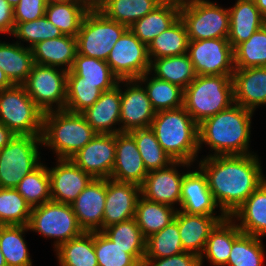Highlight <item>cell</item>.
I'll use <instances>...</instances> for the list:
<instances>
[{
    "label": "cell",
    "mask_w": 266,
    "mask_h": 266,
    "mask_svg": "<svg viewBox=\"0 0 266 266\" xmlns=\"http://www.w3.org/2000/svg\"><path fill=\"white\" fill-rule=\"evenodd\" d=\"M208 187L221 213L231 217L244 201L266 181L257 155L212 154L200 160Z\"/></svg>",
    "instance_id": "obj_1"
},
{
    "label": "cell",
    "mask_w": 266,
    "mask_h": 266,
    "mask_svg": "<svg viewBox=\"0 0 266 266\" xmlns=\"http://www.w3.org/2000/svg\"><path fill=\"white\" fill-rule=\"evenodd\" d=\"M253 111L232 104L198 124L199 149L206 143L217 155H248Z\"/></svg>",
    "instance_id": "obj_2"
},
{
    "label": "cell",
    "mask_w": 266,
    "mask_h": 266,
    "mask_svg": "<svg viewBox=\"0 0 266 266\" xmlns=\"http://www.w3.org/2000/svg\"><path fill=\"white\" fill-rule=\"evenodd\" d=\"M150 128L173 161L192 163L199 151L198 124L184 107L156 112Z\"/></svg>",
    "instance_id": "obj_3"
},
{
    "label": "cell",
    "mask_w": 266,
    "mask_h": 266,
    "mask_svg": "<svg viewBox=\"0 0 266 266\" xmlns=\"http://www.w3.org/2000/svg\"><path fill=\"white\" fill-rule=\"evenodd\" d=\"M96 134L82 113L53 110L43 115L42 145L51 147L58 159H70Z\"/></svg>",
    "instance_id": "obj_4"
},
{
    "label": "cell",
    "mask_w": 266,
    "mask_h": 266,
    "mask_svg": "<svg viewBox=\"0 0 266 266\" xmlns=\"http://www.w3.org/2000/svg\"><path fill=\"white\" fill-rule=\"evenodd\" d=\"M234 104L232 77L197 75L184 89L183 107L200 124Z\"/></svg>",
    "instance_id": "obj_5"
},
{
    "label": "cell",
    "mask_w": 266,
    "mask_h": 266,
    "mask_svg": "<svg viewBox=\"0 0 266 266\" xmlns=\"http://www.w3.org/2000/svg\"><path fill=\"white\" fill-rule=\"evenodd\" d=\"M43 115L23 85L0 90V121L15 135H42Z\"/></svg>",
    "instance_id": "obj_6"
},
{
    "label": "cell",
    "mask_w": 266,
    "mask_h": 266,
    "mask_svg": "<svg viewBox=\"0 0 266 266\" xmlns=\"http://www.w3.org/2000/svg\"><path fill=\"white\" fill-rule=\"evenodd\" d=\"M42 135H15L0 150V188H15L41 162L38 145Z\"/></svg>",
    "instance_id": "obj_7"
},
{
    "label": "cell",
    "mask_w": 266,
    "mask_h": 266,
    "mask_svg": "<svg viewBox=\"0 0 266 266\" xmlns=\"http://www.w3.org/2000/svg\"><path fill=\"white\" fill-rule=\"evenodd\" d=\"M128 29L100 10L88 11L76 36L78 54L106 61L114 44Z\"/></svg>",
    "instance_id": "obj_8"
},
{
    "label": "cell",
    "mask_w": 266,
    "mask_h": 266,
    "mask_svg": "<svg viewBox=\"0 0 266 266\" xmlns=\"http://www.w3.org/2000/svg\"><path fill=\"white\" fill-rule=\"evenodd\" d=\"M28 227L44 237L55 238V249L84 233L71 204L52 200L32 208Z\"/></svg>",
    "instance_id": "obj_9"
},
{
    "label": "cell",
    "mask_w": 266,
    "mask_h": 266,
    "mask_svg": "<svg viewBox=\"0 0 266 266\" xmlns=\"http://www.w3.org/2000/svg\"><path fill=\"white\" fill-rule=\"evenodd\" d=\"M180 18L185 23L189 40L228 37L229 9L209 0H189L180 4Z\"/></svg>",
    "instance_id": "obj_10"
},
{
    "label": "cell",
    "mask_w": 266,
    "mask_h": 266,
    "mask_svg": "<svg viewBox=\"0 0 266 266\" xmlns=\"http://www.w3.org/2000/svg\"><path fill=\"white\" fill-rule=\"evenodd\" d=\"M67 74L64 68L34 64L23 86L44 113L65 110ZM53 103L57 108H53Z\"/></svg>",
    "instance_id": "obj_11"
},
{
    "label": "cell",
    "mask_w": 266,
    "mask_h": 266,
    "mask_svg": "<svg viewBox=\"0 0 266 266\" xmlns=\"http://www.w3.org/2000/svg\"><path fill=\"white\" fill-rule=\"evenodd\" d=\"M119 80L138 79L150 71L148 47L128 28L114 44L106 60Z\"/></svg>",
    "instance_id": "obj_12"
},
{
    "label": "cell",
    "mask_w": 266,
    "mask_h": 266,
    "mask_svg": "<svg viewBox=\"0 0 266 266\" xmlns=\"http://www.w3.org/2000/svg\"><path fill=\"white\" fill-rule=\"evenodd\" d=\"M197 75H223L232 77L234 53L227 38L189 40L188 51Z\"/></svg>",
    "instance_id": "obj_13"
},
{
    "label": "cell",
    "mask_w": 266,
    "mask_h": 266,
    "mask_svg": "<svg viewBox=\"0 0 266 266\" xmlns=\"http://www.w3.org/2000/svg\"><path fill=\"white\" fill-rule=\"evenodd\" d=\"M116 153V134H96L70 159L95 179L111 176Z\"/></svg>",
    "instance_id": "obj_14"
},
{
    "label": "cell",
    "mask_w": 266,
    "mask_h": 266,
    "mask_svg": "<svg viewBox=\"0 0 266 266\" xmlns=\"http://www.w3.org/2000/svg\"><path fill=\"white\" fill-rule=\"evenodd\" d=\"M127 86L126 91L121 90L120 132H131L136 129L149 128L156 111L151 105L147 93L137 79L121 80Z\"/></svg>",
    "instance_id": "obj_15"
},
{
    "label": "cell",
    "mask_w": 266,
    "mask_h": 266,
    "mask_svg": "<svg viewBox=\"0 0 266 266\" xmlns=\"http://www.w3.org/2000/svg\"><path fill=\"white\" fill-rule=\"evenodd\" d=\"M178 165L190 166L191 163L174 161L169 166L148 172L144 182L140 186V194L147 200L166 204L173 207V204L181 199V185L184 174L178 172Z\"/></svg>",
    "instance_id": "obj_16"
},
{
    "label": "cell",
    "mask_w": 266,
    "mask_h": 266,
    "mask_svg": "<svg viewBox=\"0 0 266 266\" xmlns=\"http://www.w3.org/2000/svg\"><path fill=\"white\" fill-rule=\"evenodd\" d=\"M56 167L48 168L51 200L72 204L94 179L71 159H58Z\"/></svg>",
    "instance_id": "obj_17"
},
{
    "label": "cell",
    "mask_w": 266,
    "mask_h": 266,
    "mask_svg": "<svg viewBox=\"0 0 266 266\" xmlns=\"http://www.w3.org/2000/svg\"><path fill=\"white\" fill-rule=\"evenodd\" d=\"M107 179H93L71 204L84 232L103 230Z\"/></svg>",
    "instance_id": "obj_18"
},
{
    "label": "cell",
    "mask_w": 266,
    "mask_h": 266,
    "mask_svg": "<svg viewBox=\"0 0 266 266\" xmlns=\"http://www.w3.org/2000/svg\"><path fill=\"white\" fill-rule=\"evenodd\" d=\"M148 174L134 137L129 132L116 133V153L110 179L141 186Z\"/></svg>",
    "instance_id": "obj_19"
},
{
    "label": "cell",
    "mask_w": 266,
    "mask_h": 266,
    "mask_svg": "<svg viewBox=\"0 0 266 266\" xmlns=\"http://www.w3.org/2000/svg\"><path fill=\"white\" fill-rule=\"evenodd\" d=\"M140 186L107 179L103 229L135 217Z\"/></svg>",
    "instance_id": "obj_20"
},
{
    "label": "cell",
    "mask_w": 266,
    "mask_h": 266,
    "mask_svg": "<svg viewBox=\"0 0 266 266\" xmlns=\"http://www.w3.org/2000/svg\"><path fill=\"white\" fill-rule=\"evenodd\" d=\"M226 217L224 213L219 216H208L187 214L177 210L175 219L177 220L184 252L196 254L200 258L211 230Z\"/></svg>",
    "instance_id": "obj_21"
},
{
    "label": "cell",
    "mask_w": 266,
    "mask_h": 266,
    "mask_svg": "<svg viewBox=\"0 0 266 266\" xmlns=\"http://www.w3.org/2000/svg\"><path fill=\"white\" fill-rule=\"evenodd\" d=\"M180 206V211L187 214L215 216L214 210L218 205L201 169L184 173Z\"/></svg>",
    "instance_id": "obj_22"
},
{
    "label": "cell",
    "mask_w": 266,
    "mask_h": 266,
    "mask_svg": "<svg viewBox=\"0 0 266 266\" xmlns=\"http://www.w3.org/2000/svg\"><path fill=\"white\" fill-rule=\"evenodd\" d=\"M232 82L234 103L253 112L266 104V67L235 69Z\"/></svg>",
    "instance_id": "obj_23"
},
{
    "label": "cell",
    "mask_w": 266,
    "mask_h": 266,
    "mask_svg": "<svg viewBox=\"0 0 266 266\" xmlns=\"http://www.w3.org/2000/svg\"><path fill=\"white\" fill-rule=\"evenodd\" d=\"M118 85L102 92L99 99L82 112L87 122L97 134H116L120 128H112L120 122L121 89Z\"/></svg>",
    "instance_id": "obj_24"
},
{
    "label": "cell",
    "mask_w": 266,
    "mask_h": 266,
    "mask_svg": "<svg viewBox=\"0 0 266 266\" xmlns=\"http://www.w3.org/2000/svg\"><path fill=\"white\" fill-rule=\"evenodd\" d=\"M266 22L253 0H237L229 8L228 41L234 49L238 44L247 41Z\"/></svg>",
    "instance_id": "obj_25"
},
{
    "label": "cell",
    "mask_w": 266,
    "mask_h": 266,
    "mask_svg": "<svg viewBox=\"0 0 266 266\" xmlns=\"http://www.w3.org/2000/svg\"><path fill=\"white\" fill-rule=\"evenodd\" d=\"M34 63L45 66H66L68 72L78 53L76 37L62 35L36 43L31 47ZM65 64V65H64Z\"/></svg>",
    "instance_id": "obj_26"
},
{
    "label": "cell",
    "mask_w": 266,
    "mask_h": 266,
    "mask_svg": "<svg viewBox=\"0 0 266 266\" xmlns=\"http://www.w3.org/2000/svg\"><path fill=\"white\" fill-rule=\"evenodd\" d=\"M180 18V4L163 1L152 12L137 20L129 29L147 46Z\"/></svg>",
    "instance_id": "obj_27"
},
{
    "label": "cell",
    "mask_w": 266,
    "mask_h": 266,
    "mask_svg": "<svg viewBox=\"0 0 266 266\" xmlns=\"http://www.w3.org/2000/svg\"><path fill=\"white\" fill-rule=\"evenodd\" d=\"M241 221L242 233L255 237L266 235V181L263 182L231 216Z\"/></svg>",
    "instance_id": "obj_28"
},
{
    "label": "cell",
    "mask_w": 266,
    "mask_h": 266,
    "mask_svg": "<svg viewBox=\"0 0 266 266\" xmlns=\"http://www.w3.org/2000/svg\"><path fill=\"white\" fill-rule=\"evenodd\" d=\"M232 217L221 220L211 230L206 242L200 266L206 257L214 266H226L234 239L241 233L238 223L233 222ZM205 253V254H204ZM205 255V257H203Z\"/></svg>",
    "instance_id": "obj_29"
},
{
    "label": "cell",
    "mask_w": 266,
    "mask_h": 266,
    "mask_svg": "<svg viewBox=\"0 0 266 266\" xmlns=\"http://www.w3.org/2000/svg\"><path fill=\"white\" fill-rule=\"evenodd\" d=\"M31 48L0 42V68L13 85H23L34 65Z\"/></svg>",
    "instance_id": "obj_30"
},
{
    "label": "cell",
    "mask_w": 266,
    "mask_h": 266,
    "mask_svg": "<svg viewBox=\"0 0 266 266\" xmlns=\"http://www.w3.org/2000/svg\"><path fill=\"white\" fill-rule=\"evenodd\" d=\"M176 212L172 206L147 200L140 195L134 218L143 236L148 238L172 222Z\"/></svg>",
    "instance_id": "obj_31"
},
{
    "label": "cell",
    "mask_w": 266,
    "mask_h": 266,
    "mask_svg": "<svg viewBox=\"0 0 266 266\" xmlns=\"http://www.w3.org/2000/svg\"><path fill=\"white\" fill-rule=\"evenodd\" d=\"M68 73L79 76L80 83L99 84L102 92L113 89L119 82L106 61L78 53Z\"/></svg>",
    "instance_id": "obj_32"
},
{
    "label": "cell",
    "mask_w": 266,
    "mask_h": 266,
    "mask_svg": "<svg viewBox=\"0 0 266 266\" xmlns=\"http://www.w3.org/2000/svg\"><path fill=\"white\" fill-rule=\"evenodd\" d=\"M152 71L155 77L175 84L183 90L197 76L187 53L151 60L150 72Z\"/></svg>",
    "instance_id": "obj_33"
},
{
    "label": "cell",
    "mask_w": 266,
    "mask_h": 266,
    "mask_svg": "<svg viewBox=\"0 0 266 266\" xmlns=\"http://www.w3.org/2000/svg\"><path fill=\"white\" fill-rule=\"evenodd\" d=\"M189 38L185 23L179 18L173 25L155 37L148 47L150 60L186 54Z\"/></svg>",
    "instance_id": "obj_34"
},
{
    "label": "cell",
    "mask_w": 266,
    "mask_h": 266,
    "mask_svg": "<svg viewBox=\"0 0 266 266\" xmlns=\"http://www.w3.org/2000/svg\"><path fill=\"white\" fill-rule=\"evenodd\" d=\"M101 232L143 264L146 253V238L138 227L135 218L111 225Z\"/></svg>",
    "instance_id": "obj_35"
},
{
    "label": "cell",
    "mask_w": 266,
    "mask_h": 266,
    "mask_svg": "<svg viewBox=\"0 0 266 266\" xmlns=\"http://www.w3.org/2000/svg\"><path fill=\"white\" fill-rule=\"evenodd\" d=\"M150 73V71L146 72L137 80L145 84L144 89L151 101L153 109L158 112L183 107L184 90L175 84H171L155 76L148 78Z\"/></svg>",
    "instance_id": "obj_36"
},
{
    "label": "cell",
    "mask_w": 266,
    "mask_h": 266,
    "mask_svg": "<svg viewBox=\"0 0 266 266\" xmlns=\"http://www.w3.org/2000/svg\"><path fill=\"white\" fill-rule=\"evenodd\" d=\"M60 266H98L94 251V232H84L62 243L56 250Z\"/></svg>",
    "instance_id": "obj_37"
},
{
    "label": "cell",
    "mask_w": 266,
    "mask_h": 266,
    "mask_svg": "<svg viewBox=\"0 0 266 266\" xmlns=\"http://www.w3.org/2000/svg\"><path fill=\"white\" fill-rule=\"evenodd\" d=\"M162 0H107L100 11L110 20L128 28L152 12Z\"/></svg>",
    "instance_id": "obj_38"
},
{
    "label": "cell",
    "mask_w": 266,
    "mask_h": 266,
    "mask_svg": "<svg viewBox=\"0 0 266 266\" xmlns=\"http://www.w3.org/2000/svg\"><path fill=\"white\" fill-rule=\"evenodd\" d=\"M28 225L0 226V249L7 266H32L23 238Z\"/></svg>",
    "instance_id": "obj_39"
},
{
    "label": "cell",
    "mask_w": 266,
    "mask_h": 266,
    "mask_svg": "<svg viewBox=\"0 0 266 266\" xmlns=\"http://www.w3.org/2000/svg\"><path fill=\"white\" fill-rule=\"evenodd\" d=\"M129 133L134 137L147 172L163 169L174 162L163 150L150 127L136 129Z\"/></svg>",
    "instance_id": "obj_40"
},
{
    "label": "cell",
    "mask_w": 266,
    "mask_h": 266,
    "mask_svg": "<svg viewBox=\"0 0 266 266\" xmlns=\"http://www.w3.org/2000/svg\"><path fill=\"white\" fill-rule=\"evenodd\" d=\"M87 12L88 10L79 2L72 1L47 5L45 16L63 35L76 37Z\"/></svg>",
    "instance_id": "obj_41"
},
{
    "label": "cell",
    "mask_w": 266,
    "mask_h": 266,
    "mask_svg": "<svg viewBox=\"0 0 266 266\" xmlns=\"http://www.w3.org/2000/svg\"><path fill=\"white\" fill-rule=\"evenodd\" d=\"M183 252L177 220L174 218L164 229L146 238L144 259H160Z\"/></svg>",
    "instance_id": "obj_42"
},
{
    "label": "cell",
    "mask_w": 266,
    "mask_h": 266,
    "mask_svg": "<svg viewBox=\"0 0 266 266\" xmlns=\"http://www.w3.org/2000/svg\"><path fill=\"white\" fill-rule=\"evenodd\" d=\"M235 69L266 67V24L234 49Z\"/></svg>",
    "instance_id": "obj_43"
},
{
    "label": "cell",
    "mask_w": 266,
    "mask_h": 266,
    "mask_svg": "<svg viewBox=\"0 0 266 266\" xmlns=\"http://www.w3.org/2000/svg\"><path fill=\"white\" fill-rule=\"evenodd\" d=\"M31 208L51 200L48 167L42 163L27 174L15 187Z\"/></svg>",
    "instance_id": "obj_44"
},
{
    "label": "cell",
    "mask_w": 266,
    "mask_h": 266,
    "mask_svg": "<svg viewBox=\"0 0 266 266\" xmlns=\"http://www.w3.org/2000/svg\"><path fill=\"white\" fill-rule=\"evenodd\" d=\"M31 212L15 188H0V226L28 225Z\"/></svg>",
    "instance_id": "obj_45"
},
{
    "label": "cell",
    "mask_w": 266,
    "mask_h": 266,
    "mask_svg": "<svg viewBox=\"0 0 266 266\" xmlns=\"http://www.w3.org/2000/svg\"><path fill=\"white\" fill-rule=\"evenodd\" d=\"M264 248L260 237L240 233L233 241L227 266H262Z\"/></svg>",
    "instance_id": "obj_46"
},
{
    "label": "cell",
    "mask_w": 266,
    "mask_h": 266,
    "mask_svg": "<svg viewBox=\"0 0 266 266\" xmlns=\"http://www.w3.org/2000/svg\"><path fill=\"white\" fill-rule=\"evenodd\" d=\"M101 94L99 84L80 83V77L75 73L67 74L65 110L82 113L92 106Z\"/></svg>",
    "instance_id": "obj_47"
},
{
    "label": "cell",
    "mask_w": 266,
    "mask_h": 266,
    "mask_svg": "<svg viewBox=\"0 0 266 266\" xmlns=\"http://www.w3.org/2000/svg\"><path fill=\"white\" fill-rule=\"evenodd\" d=\"M94 251L98 266H142L133 255L125 252L101 231L94 232Z\"/></svg>",
    "instance_id": "obj_48"
},
{
    "label": "cell",
    "mask_w": 266,
    "mask_h": 266,
    "mask_svg": "<svg viewBox=\"0 0 266 266\" xmlns=\"http://www.w3.org/2000/svg\"><path fill=\"white\" fill-rule=\"evenodd\" d=\"M15 28L12 33L16 38L29 42V48L36 43L61 37L63 33L46 16L29 22H14Z\"/></svg>",
    "instance_id": "obj_49"
},
{
    "label": "cell",
    "mask_w": 266,
    "mask_h": 266,
    "mask_svg": "<svg viewBox=\"0 0 266 266\" xmlns=\"http://www.w3.org/2000/svg\"><path fill=\"white\" fill-rule=\"evenodd\" d=\"M46 0H20L13 7L14 22H29L45 16Z\"/></svg>",
    "instance_id": "obj_50"
},
{
    "label": "cell",
    "mask_w": 266,
    "mask_h": 266,
    "mask_svg": "<svg viewBox=\"0 0 266 266\" xmlns=\"http://www.w3.org/2000/svg\"><path fill=\"white\" fill-rule=\"evenodd\" d=\"M142 266H200V258L196 254L183 252L160 259H144Z\"/></svg>",
    "instance_id": "obj_51"
},
{
    "label": "cell",
    "mask_w": 266,
    "mask_h": 266,
    "mask_svg": "<svg viewBox=\"0 0 266 266\" xmlns=\"http://www.w3.org/2000/svg\"><path fill=\"white\" fill-rule=\"evenodd\" d=\"M14 28L13 7L6 0H0V32L12 34Z\"/></svg>",
    "instance_id": "obj_52"
},
{
    "label": "cell",
    "mask_w": 266,
    "mask_h": 266,
    "mask_svg": "<svg viewBox=\"0 0 266 266\" xmlns=\"http://www.w3.org/2000/svg\"><path fill=\"white\" fill-rule=\"evenodd\" d=\"M15 134L0 121V150L6 146Z\"/></svg>",
    "instance_id": "obj_53"
},
{
    "label": "cell",
    "mask_w": 266,
    "mask_h": 266,
    "mask_svg": "<svg viewBox=\"0 0 266 266\" xmlns=\"http://www.w3.org/2000/svg\"><path fill=\"white\" fill-rule=\"evenodd\" d=\"M107 0H77L83 5L88 11L100 10L106 3Z\"/></svg>",
    "instance_id": "obj_54"
},
{
    "label": "cell",
    "mask_w": 266,
    "mask_h": 266,
    "mask_svg": "<svg viewBox=\"0 0 266 266\" xmlns=\"http://www.w3.org/2000/svg\"><path fill=\"white\" fill-rule=\"evenodd\" d=\"M13 84L9 81L4 71L0 68V90L12 87Z\"/></svg>",
    "instance_id": "obj_55"
},
{
    "label": "cell",
    "mask_w": 266,
    "mask_h": 266,
    "mask_svg": "<svg viewBox=\"0 0 266 266\" xmlns=\"http://www.w3.org/2000/svg\"><path fill=\"white\" fill-rule=\"evenodd\" d=\"M266 22V0H253Z\"/></svg>",
    "instance_id": "obj_56"
},
{
    "label": "cell",
    "mask_w": 266,
    "mask_h": 266,
    "mask_svg": "<svg viewBox=\"0 0 266 266\" xmlns=\"http://www.w3.org/2000/svg\"><path fill=\"white\" fill-rule=\"evenodd\" d=\"M77 0H46L47 5L54 4V3H66V2H72Z\"/></svg>",
    "instance_id": "obj_57"
},
{
    "label": "cell",
    "mask_w": 266,
    "mask_h": 266,
    "mask_svg": "<svg viewBox=\"0 0 266 266\" xmlns=\"http://www.w3.org/2000/svg\"><path fill=\"white\" fill-rule=\"evenodd\" d=\"M0 266H7L6 265V262H5V259H4V256L1 252V249H0Z\"/></svg>",
    "instance_id": "obj_58"
},
{
    "label": "cell",
    "mask_w": 266,
    "mask_h": 266,
    "mask_svg": "<svg viewBox=\"0 0 266 266\" xmlns=\"http://www.w3.org/2000/svg\"><path fill=\"white\" fill-rule=\"evenodd\" d=\"M162 1L175 2V3H178V4H183V3L188 2L189 0H162Z\"/></svg>",
    "instance_id": "obj_59"
},
{
    "label": "cell",
    "mask_w": 266,
    "mask_h": 266,
    "mask_svg": "<svg viewBox=\"0 0 266 266\" xmlns=\"http://www.w3.org/2000/svg\"><path fill=\"white\" fill-rule=\"evenodd\" d=\"M12 7H15L20 0H6Z\"/></svg>",
    "instance_id": "obj_60"
}]
</instances>
